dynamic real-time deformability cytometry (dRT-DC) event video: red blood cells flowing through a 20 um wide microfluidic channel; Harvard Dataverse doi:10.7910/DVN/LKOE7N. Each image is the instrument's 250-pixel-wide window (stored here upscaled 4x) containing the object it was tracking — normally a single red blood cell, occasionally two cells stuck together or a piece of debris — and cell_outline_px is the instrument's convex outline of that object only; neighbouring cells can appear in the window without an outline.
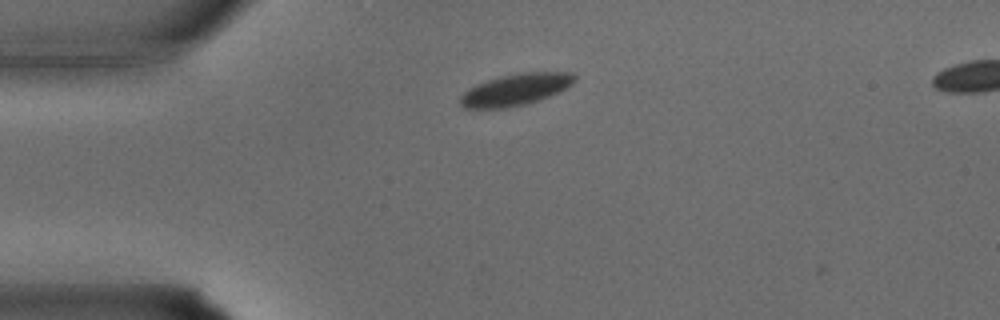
{"species": "common noctule bat (a hibernating species)", "species_latin": "Nyctalus noctula", "temperature_condition": "warm", "stored_images_in_passage": 26, "camera_frame_rate_fps": 3000, "um_per_image_px": 0.085, "animal": {"sex": "male", "body_mass_g": 15.6}, "frame": {"image": 1, "passage_image": 2, "time_ms": 0.333, "image_size_px": [1000, 320], "cell_outline_px": [[576, 80], [572, 84], [540, 100], [528, 104], [508, 108], [464, 108], [460, 104], [460, 96], [468, 88], [476, 84], [500, 76], [520, 72], [572, 72], [576, 76]], "centroid_in_image_um": [43.81, 7.61], "position_along_channel_um": 41.2, "area_um2": 21.15}}
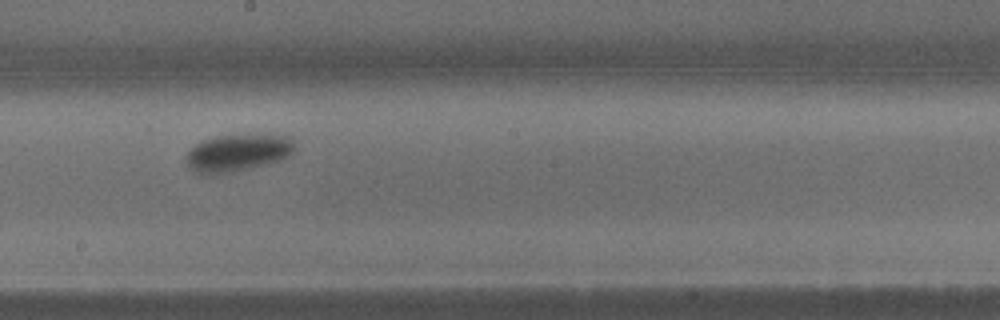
{"frame": {"image": 2, "passage_image": 13, "time_ms": 4.0, "image_size_px": [1000, 320], "cell_outline_px": [[296, 148], [288, 156], [280, 160], [264, 164], [228, 172], [196, 172], [184, 160], [184, 156], [196, 144], [204, 140], [216, 136], [288, 136], [292, 140]], "centroid_in_image_um": [20.2, 12.97], "position_along_channel_um": 228.0, "area_um2": 22.43}}
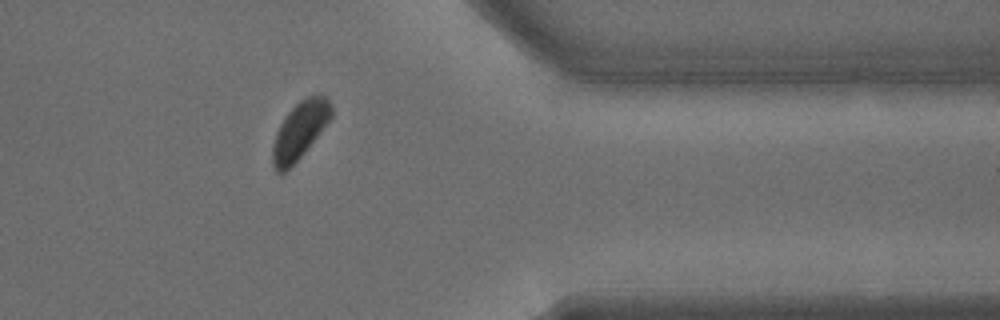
{"frame": {"image": 3, "passage_image": 22, "time_ms": 7.0, "image_size_px": [1000, 320], "cell_outline_px": [[332, 116], [304, 152], [280, 176], [276, 172], [272, 164], [272, 144], [276, 132], [280, 124], [288, 112], [300, 100], [308, 96], [320, 92], [332, 104]], "centroid_in_image_um": [25.46, 11.07], "position_along_channel_um": 385.9, "area_um2": 19.42}}